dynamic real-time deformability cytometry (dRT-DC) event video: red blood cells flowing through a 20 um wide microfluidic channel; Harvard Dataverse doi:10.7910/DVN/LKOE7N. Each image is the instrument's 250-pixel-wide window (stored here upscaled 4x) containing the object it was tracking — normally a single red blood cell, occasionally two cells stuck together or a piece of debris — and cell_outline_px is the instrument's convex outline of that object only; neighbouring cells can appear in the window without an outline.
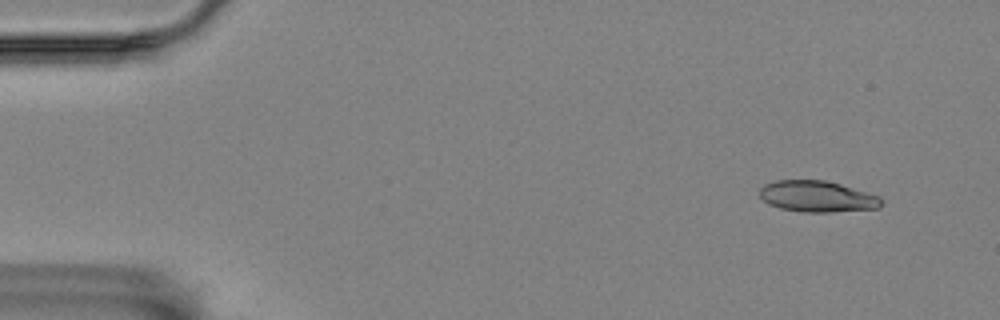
{"species": "Egyptian fruit bat (a non-hibernating species)", "species_latin": "Rousettus aegyptiacus", "temperature_condition": "room temperature", "stored_images_in_passage": 53, "camera_frame_rate_fps": 3000, "um_per_image_px": 0.085, "animal": {"sex": "female"}, "frame": {"image": 1, "passage_image": 1, "time_ms": 0.0, "image_size_px": [1000, 320], "cell_outline_px": [[884, 204], [880, 208], [832, 212], [804, 212], [780, 208], [768, 204], [760, 196], [760, 188], [764, 184], [776, 180], [824, 180], [840, 184], [880, 196], [884, 200]], "centroid_in_image_um": [69.5, 16.7], "position_along_channel_um": 15.5, "area_um2": 22.25}}
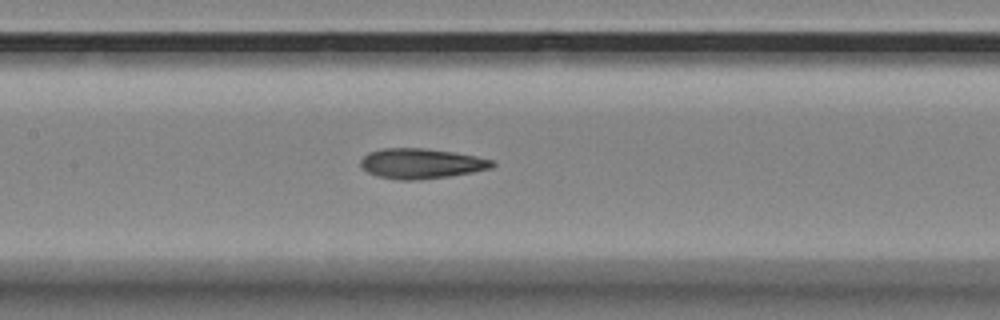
{"frame": {"image": 2, "passage_image": 23, "time_ms": 7.333, "image_size_px": [1000, 320], "cell_outline_px": [[496, 164], [492, 168], [472, 172], [448, 176], [420, 180], [396, 180], [376, 176], [368, 172], [360, 164], [360, 160], [368, 152], [380, 148], [424, 148], [452, 152], [476, 156], [492, 160]], "centroid_in_image_um": [35.78, 13.9], "position_along_channel_um": 171.6, "area_um2": 23.18}}
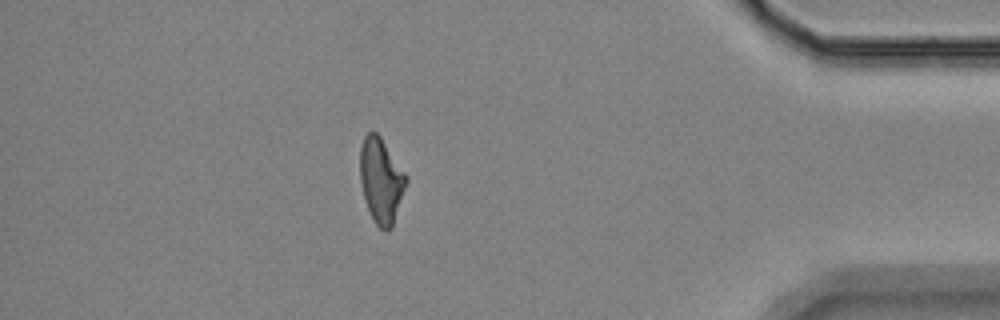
{"frame": {"image": 3, "passage_image": 46, "time_ms": 15.0, "image_size_px": [1000, 320], "cell_outline_px": [[408, 180], [392, 228], [388, 232], [384, 232], [376, 224], [368, 208], [364, 196], [360, 180], [360, 148], [364, 136], [368, 132], [376, 132], [380, 136], [408, 176]], "centroid_in_image_um": [32.41, 15.35], "position_along_channel_um": 402.8, "area_um2": 22.83}, "authors_computed_cell_mechanics": {"area_um2": 22.831, "velocity_mm_per_s": 3.5298, "shape_relaxation_time_tau1_ms": null, "shape_relaxation_time_tau2_ms": 2.9629, "deformation_change_tau1": null, "deformation_change_tau2": 0.1083}}